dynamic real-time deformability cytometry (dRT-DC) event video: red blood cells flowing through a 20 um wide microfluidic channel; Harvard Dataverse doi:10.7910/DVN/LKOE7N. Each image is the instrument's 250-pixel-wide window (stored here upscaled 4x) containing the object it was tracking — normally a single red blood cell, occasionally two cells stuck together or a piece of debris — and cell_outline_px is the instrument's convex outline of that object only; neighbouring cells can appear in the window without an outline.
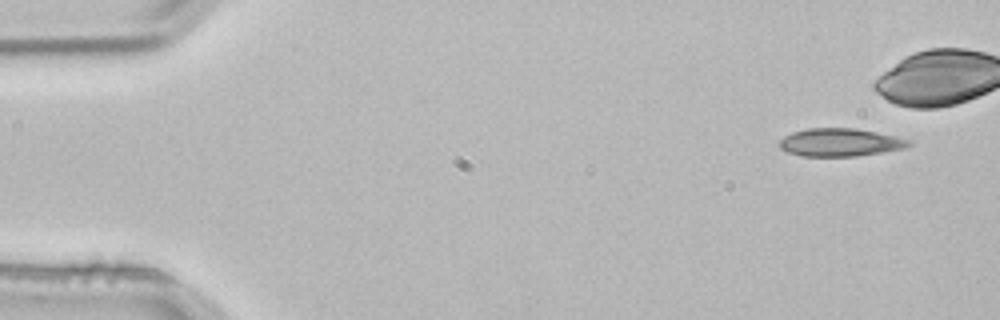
{"species": "common noctule bat (a hibernating species)", "species_latin": "Nyctalus noctula", "temperature_condition": "room temperature", "stored_images_in_passage": 4, "camera_frame_rate_fps": 3000, "um_per_image_px": 0.085, "animal": {"sex": "male", "body_mass_g": 21.5, "forearm_length_mm": 52.0}, "frame": {"image": 1, "passage_image": 1, "time_ms": 0.0, "image_size_px": [1000, 320], "cell_outline_px": [[912, 144], [904, 148], [884, 152], [856, 156], [800, 156], [788, 152], [780, 148], [780, 140], [784, 136], [792, 132], [808, 128], [856, 128], [896, 136], [908, 140]], "centroid_in_image_um": [71.4, 12.1], "position_along_channel_um": 13.6, "area_um2": 21.04}}